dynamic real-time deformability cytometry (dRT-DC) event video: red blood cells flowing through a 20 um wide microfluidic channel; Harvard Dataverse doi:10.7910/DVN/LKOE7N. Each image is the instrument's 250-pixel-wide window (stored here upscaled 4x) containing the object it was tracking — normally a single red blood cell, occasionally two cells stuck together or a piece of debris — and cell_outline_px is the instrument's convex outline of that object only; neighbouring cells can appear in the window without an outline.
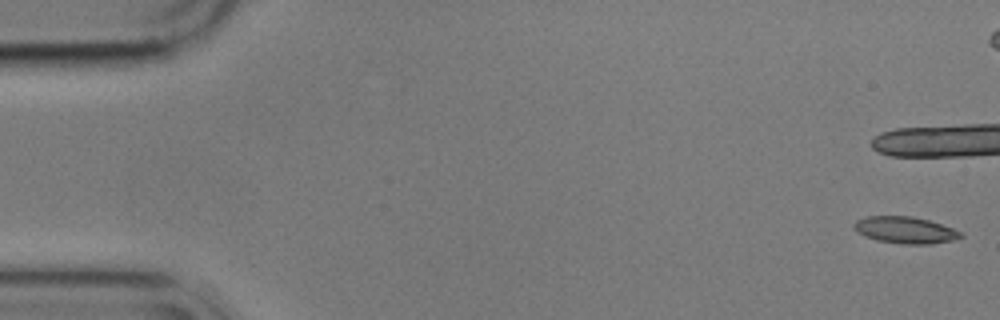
{"species": "common noctule bat (a hibernating species)", "species_latin": "Nyctalus noctula", "temperature_condition": "cold", "stored_images_in_passage": 20, "camera_frame_rate_fps": 3000, "um_per_image_px": 0.085, "animal": {"sex": "male", "body_mass_g": 17.9}, "frame": {"image": 1, "passage_image": 1, "time_ms": 0.0, "image_size_px": [1000, 320], "cell_outline_px": [[964, 236], [952, 240], [932, 244], [900, 244], [876, 240], [864, 236], [856, 232], [852, 228], [852, 224], [856, 220], [868, 216], [912, 216], [928, 220], [952, 228], [960, 232]], "centroid_in_image_um": [76.88, 19.56], "position_along_channel_um": 8.1, "area_um2": 16.7}}